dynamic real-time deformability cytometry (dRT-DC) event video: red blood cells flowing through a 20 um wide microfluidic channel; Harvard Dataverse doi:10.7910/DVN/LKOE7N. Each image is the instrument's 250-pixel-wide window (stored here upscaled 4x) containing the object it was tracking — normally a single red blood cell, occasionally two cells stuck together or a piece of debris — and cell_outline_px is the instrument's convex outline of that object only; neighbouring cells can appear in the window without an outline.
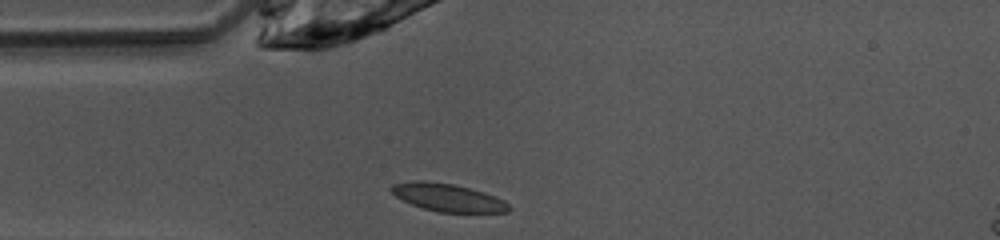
{"species": "common noctule bat (a hibernating species)", "species_latin": "Nyctalus noctula", "temperature_condition": "warm", "stored_images_in_passage": 37, "camera_frame_rate_fps": 3000, "um_per_image_px": 0.085, "animal": {"sex": "female", "body_mass_g": 10.0, "forearm_length_mm": 53.1}, "frame": {"image": 1, "passage_image": 1, "time_ms": 0.0, "image_size_px": [1000, 240], "cell_outline_px": [[512, 208], [508, 212], [436, 212], [412, 204], [396, 196], [388, 188], [392, 184], [412, 180], [424, 180], [452, 184], [484, 192], [504, 200]], "centroid_in_image_um": [38.05, 16.78], "position_along_channel_um": 47.0, "area_um2": 18.96}}
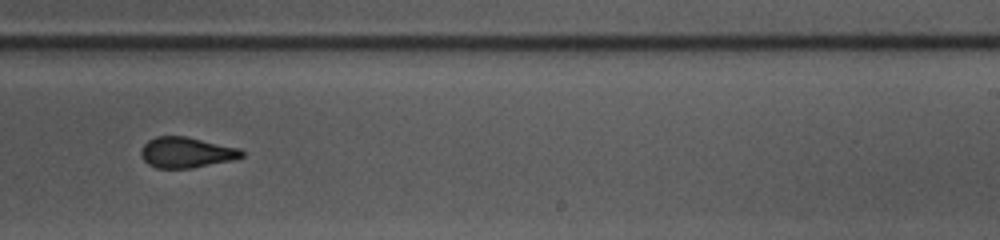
{"frame": {"image": 2, "passage_image": 18, "time_ms": 5.667, "image_size_px": [1000, 240], "cell_outline_px": [[244, 156], [232, 160], [192, 168], [156, 168], [148, 164], [140, 156], [140, 152], [144, 144], [148, 140], [156, 136], [184, 136], [240, 148], [244, 152]], "centroid_in_image_um": [15.82, 12.96], "position_along_channel_um": 273.2, "area_um2": 17.98}}
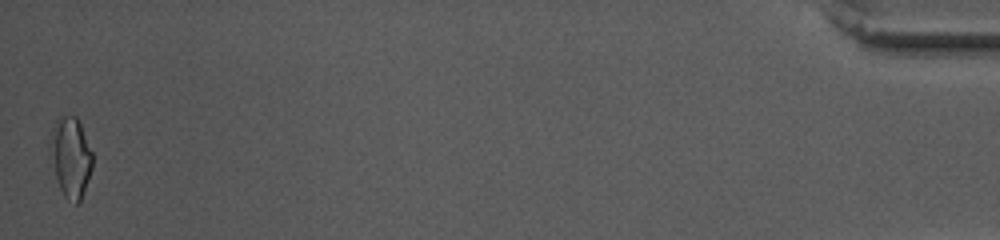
{"frame": {"image": 3, "passage_image": 37, "time_ms": 12.0, "image_size_px": [1000, 240], "cell_outline_px": [[92, 168], [80, 204], [76, 204], [68, 200], [64, 196], [60, 188], [48, 152], [52, 128], [56, 120], [60, 116], [76, 116], [80, 124], [92, 152]], "centroid_in_image_um": [5.99, 13.38], "position_along_channel_um": 429.2, "area_um2": 19.83}, "authors_computed_cell_mechanics": {"area_um2": 18.496, "velocity_mm_per_s": 4.0967, "shape_relaxation_time_tau1_ms": 4.7708, "shape_relaxation_time_tau2_ms": 2.2444, "deformation_change_tau1": 0.1463, "deformation_change_tau2": 0.0425}}